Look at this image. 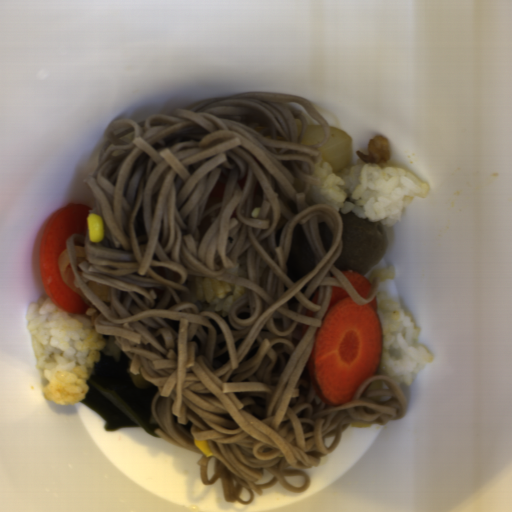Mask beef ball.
<instances>
[{"label":"beef ball","mask_w":512,"mask_h":512,"mask_svg":"<svg viewBox=\"0 0 512 512\" xmlns=\"http://www.w3.org/2000/svg\"><path fill=\"white\" fill-rule=\"evenodd\" d=\"M338 214L343 225V235L334 267L341 272L354 271L365 276L387 252L389 241L386 229L381 222L359 217L352 212Z\"/></svg>","instance_id":"beef-ball-1"},{"label":"beef ball","mask_w":512,"mask_h":512,"mask_svg":"<svg viewBox=\"0 0 512 512\" xmlns=\"http://www.w3.org/2000/svg\"><path fill=\"white\" fill-rule=\"evenodd\" d=\"M315 265L312 245L301 224L292 227L288 255L286 260V275L291 281L297 282Z\"/></svg>","instance_id":"beef-ball-2"},{"label":"beef ball","mask_w":512,"mask_h":512,"mask_svg":"<svg viewBox=\"0 0 512 512\" xmlns=\"http://www.w3.org/2000/svg\"><path fill=\"white\" fill-rule=\"evenodd\" d=\"M319 237L321 244L326 252V254L329 252L331 244H332V234L331 230L328 228V226L325 223H316Z\"/></svg>","instance_id":"beef-ball-3"}]
</instances>
